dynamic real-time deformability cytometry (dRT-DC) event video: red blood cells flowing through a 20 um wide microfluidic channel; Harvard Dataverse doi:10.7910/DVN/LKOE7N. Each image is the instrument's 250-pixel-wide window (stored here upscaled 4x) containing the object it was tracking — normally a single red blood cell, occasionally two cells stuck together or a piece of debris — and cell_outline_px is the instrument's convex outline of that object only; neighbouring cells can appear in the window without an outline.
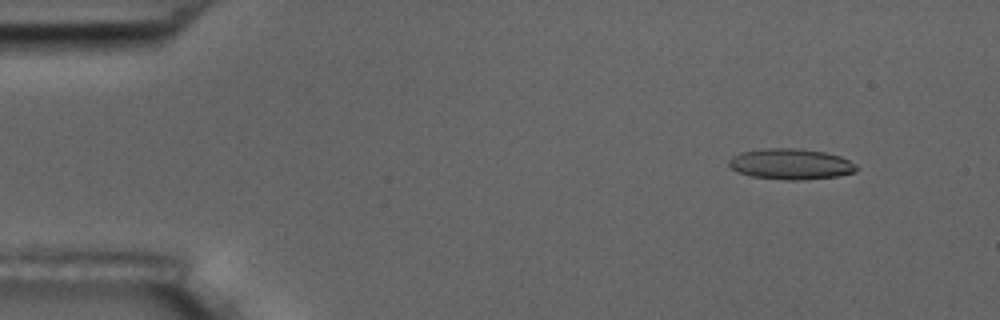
{"species": "common noctule bat (a hibernating species)", "species_latin": "Nyctalus noctula", "temperature_condition": "room temperature", "stored_images_in_passage": 5, "camera_frame_rate_fps": 3000, "um_per_image_px": 0.085, "animal": {"sex": "male", "body_mass_g": 17.5, "forearm_length_mm": 52.3}, "frame": {"image": 1, "passage_image": 2, "time_ms": 0.333, "image_size_px": [1000, 320], "cell_outline_px": [[860, 168], [856, 172], [840, 176], [804, 180], [784, 180], [752, 176], [740, 172], [732, 168], [728, 164], [728, 160], [732, 156], [740, 152], [764, 148], [796, 148], [824, 152], [840, 156], [856, 164]], "centroid_in_image_um": [67.25, 13.95], "position_along_channel_um": 17.7, "area_um2": 23.06}}
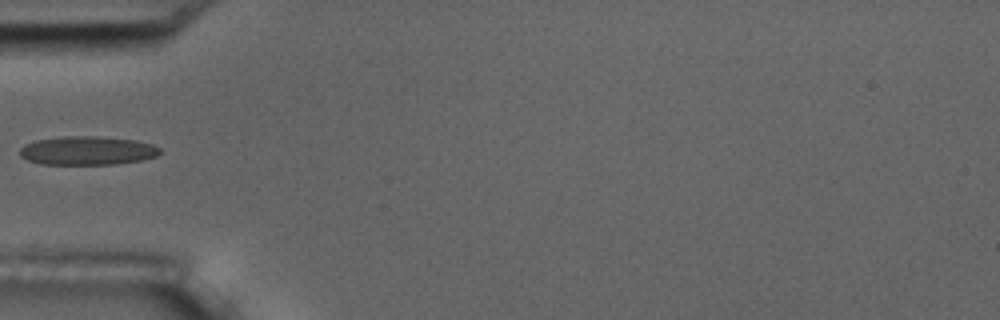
{"frame": {"image": 2, "passage_image": 5, "time_ms": 1.333, "image_size_px": [1000, 320], "cell_outline_px": [[160, 152], [156, 156], [140, 160], [116, 164], [40, 164], [28, 160], [20, 156], [20, 148], [24, 144], [36, 140], [64, 136], [96, 136], [136, 140], [152, 144], [160, 148]], "centroid_in_image_um": [7.4, 12.8], "position_along_channel_um": 77.6, "area_um2": 23.41}}